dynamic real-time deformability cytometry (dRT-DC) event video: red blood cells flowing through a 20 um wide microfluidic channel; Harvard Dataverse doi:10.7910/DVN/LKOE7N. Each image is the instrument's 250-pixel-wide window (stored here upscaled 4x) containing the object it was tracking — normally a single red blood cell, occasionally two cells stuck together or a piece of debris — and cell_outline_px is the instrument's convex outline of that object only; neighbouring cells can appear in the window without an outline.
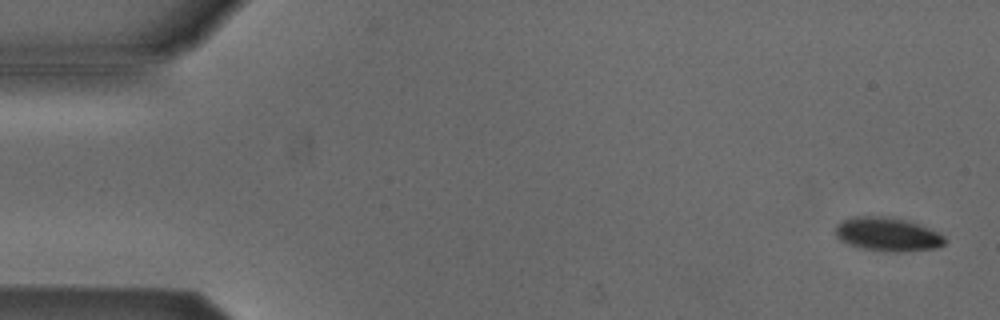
{"species": "Egyptian fruit bat (a non-hibernating species)", "species_latin": "Rousettus aegyptiacus", "temperature_condition": "cold", "stored_images_in_passage": 4, "camera_frame_rate_fps": 3000, "um_per_image_px": 0.085, "animal": {"sex": "male"}, "frame": {"image": 1, "passage_image": 1, "time_ms": 0.0, "image_size_px": [1000, 320], "cell_outline_px": [[944, 244], [936, 248], [904, 252], [892, 252], [860, 248], [848, 244], [840, 240], [836, 236], [836, 224], [840, 220], [852, 216], [888, 216], [904, 220], [928, 228], [944, 236]], "centroid_in_image_um": [75.38, 19.91], "position_along_channel_um": 9.6, "area_um2": 21.5}}